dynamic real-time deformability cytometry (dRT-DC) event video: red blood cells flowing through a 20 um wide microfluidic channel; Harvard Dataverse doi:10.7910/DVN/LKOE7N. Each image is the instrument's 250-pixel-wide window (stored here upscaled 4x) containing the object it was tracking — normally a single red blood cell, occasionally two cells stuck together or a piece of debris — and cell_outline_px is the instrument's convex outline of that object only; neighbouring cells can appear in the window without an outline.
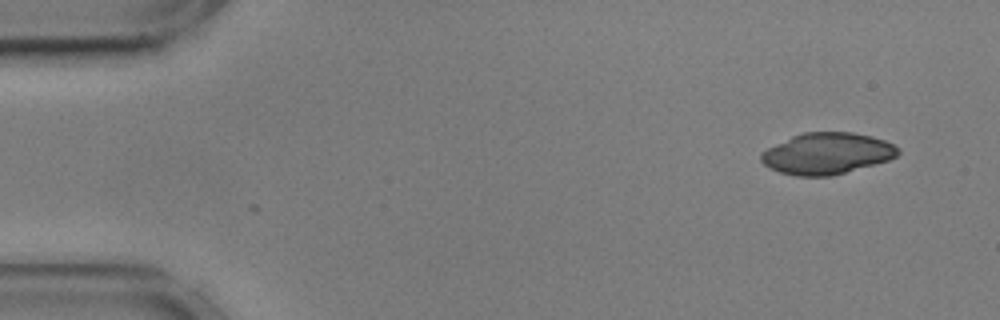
{"species": "common noctule bat (a hibernating species)", "species_latin": "Nyctalus noctula", "temperature_condition": "cold", "stored_images_in_passage": 2, "camera_frame_rate_fps": 3000, "um_per_image_px": 0.085, "animal": {"sex": "male", "body_mass_g": 17.9, "forearm_length_mm": 54.2}, "frame": {"image": 1, "passage_image": 1, "time_ms": 0.0, "image_size_px": [1000, 320], "cell_outline_px": [[900, 152], [896, 156], [888, 160], [832, 176], [796, 176], [780, 172], [768, 168], [760, 160], [760, 152], [792, 136], [804, 132], [852, 132], [872, 136], [884, 140], [900, 148]], "centroid_in_image_um": [70.28, 13.05], "position_along_channel_um": 14.7, "area_um2": 33.0}}